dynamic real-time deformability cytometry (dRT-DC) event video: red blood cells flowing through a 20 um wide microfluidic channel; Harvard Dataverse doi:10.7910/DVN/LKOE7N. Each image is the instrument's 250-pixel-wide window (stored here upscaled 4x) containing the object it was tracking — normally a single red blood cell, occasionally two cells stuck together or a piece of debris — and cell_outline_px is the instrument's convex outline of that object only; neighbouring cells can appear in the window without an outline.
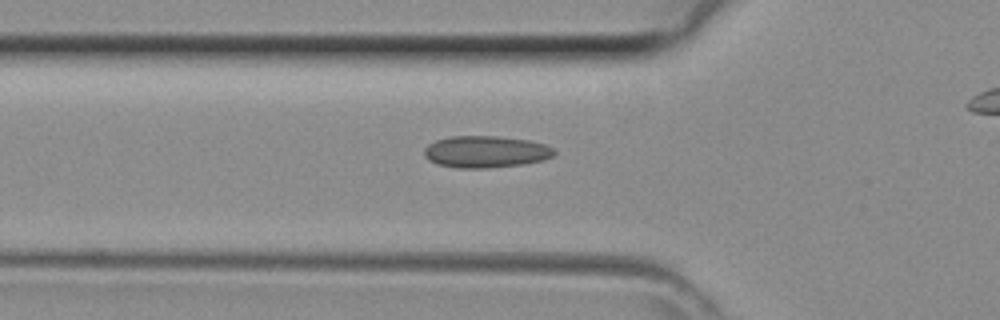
{"species": "common noctule bat (a hibernating species)", "species_latin": "Nyctalus noctula", "temperature_condition": "room temperature", "stored_images_in_passage": 31, "camera_frame_rate_fps": 3000, "um_per_image_px": 0.085, "animal": {"sex": "female", "body_mass_g": 29.2, "forearm_length_mm": 56.3}, "frame": {"image": 1, "passage_image": 7, "time_ms": 2.0, "image_size_px": [1000, 320], "cell_outline_px": [[556, 152], [552, 156], [544, 160], [524, 164], [488, 168], [456, 168], [436, 164], [428, 160], [424, 156], [424, 148], [428, 144], [436, 140], [448, 136], [496, 136], [528, 140], [544, 144], [552, 148]], "centroid_in_image_um": [41.25, 12.9], "position_along_channel_um": 84.6, "area_um2": 24.28}}
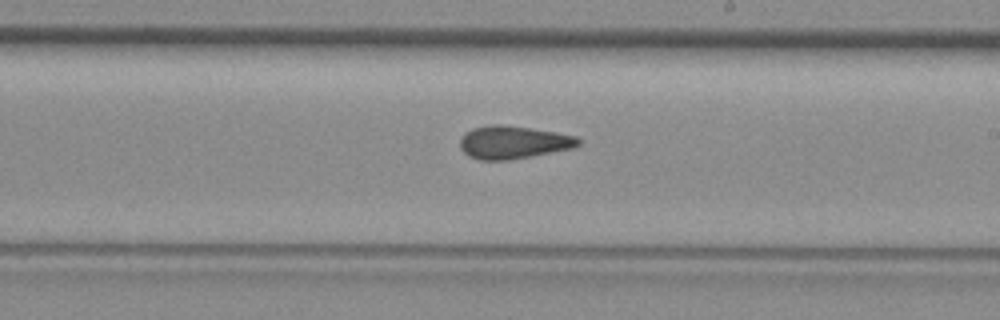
{"frame": {"image": 2, "passage_image": 17, "time_ms": 5.333, "image_size_px": [1000, 320], "cell_outline_px": [[580, 144], [572, 148], [508, 160], [480, 160], [468, 156], [460, 148], [460, 136], [464, 132], [472, 128], [492, 124], [500, 124], [556, 132], [576, 136], [580, 140]], "centroid_in_image_um": [43.57, 12.09], "position_along_channel_um": 245.4, "area_um2": 22.6}}
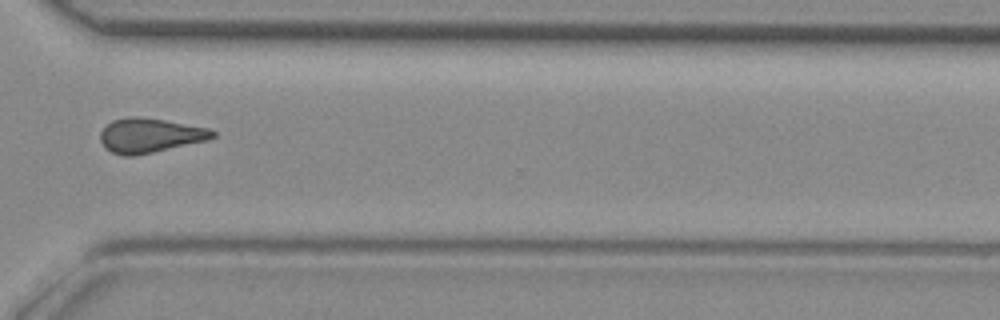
{"frame": {"image": 3, "passage_image": 24, "time_ms": 7.667, "image_size_px": [1000, 320], "cell_outline_px": [[216, 136], [208, 140], [152, 152], [132, 156], [124, 156], [112, 152], [104, 148], [100, 140], [100, 132], [112, 120], [128, 116], [140, 116], [164, 120], [208, 128], [216, 132]], "centroid_in_image_um": [12.72, 11.5], "position_along_channel_um": 357.9, "area_um2": 22.48}}